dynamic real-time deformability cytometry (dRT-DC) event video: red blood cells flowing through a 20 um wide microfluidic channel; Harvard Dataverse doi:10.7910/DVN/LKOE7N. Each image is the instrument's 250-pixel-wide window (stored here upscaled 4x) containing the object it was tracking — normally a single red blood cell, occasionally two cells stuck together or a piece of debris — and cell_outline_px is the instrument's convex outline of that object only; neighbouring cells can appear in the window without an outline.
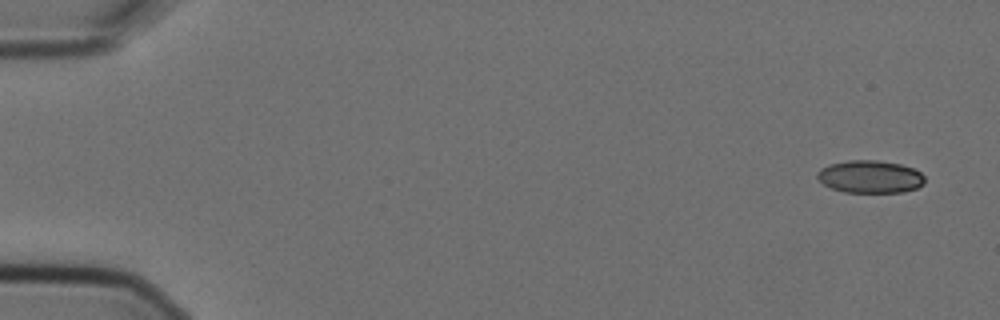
{"species": "Egyptian fruit bat (a non-hibernating species)", "species_latin": "Rousettus aegyptiacus", "temperature_condition": "cold", "stored_images_in_passage": 3, "segment_of_instrument_passage": [2, 2], "camera_frame_rate_fps": 3000, "um_per_image_px": 0.085, "animal": {"sex": "female"}, "frame": {"image": 1, "passage_image": 3, "time_ms": 0.667, "image_size_px": [1000, 320], "cell_outline_px": [[924, 184], [916, 188], [904, 192], [844, 192], [832, 188], [824, 184], [816, 176], [816, 172], [820, 168], [828, 164], [848, 160], [876, 160], [900, 164], [912, 168], [920, 172], [924, 176]], "centroid_in_image_um": [73.94, 15.01], "position_along_channel_um": 11.1, "area_um2": 20.46}}